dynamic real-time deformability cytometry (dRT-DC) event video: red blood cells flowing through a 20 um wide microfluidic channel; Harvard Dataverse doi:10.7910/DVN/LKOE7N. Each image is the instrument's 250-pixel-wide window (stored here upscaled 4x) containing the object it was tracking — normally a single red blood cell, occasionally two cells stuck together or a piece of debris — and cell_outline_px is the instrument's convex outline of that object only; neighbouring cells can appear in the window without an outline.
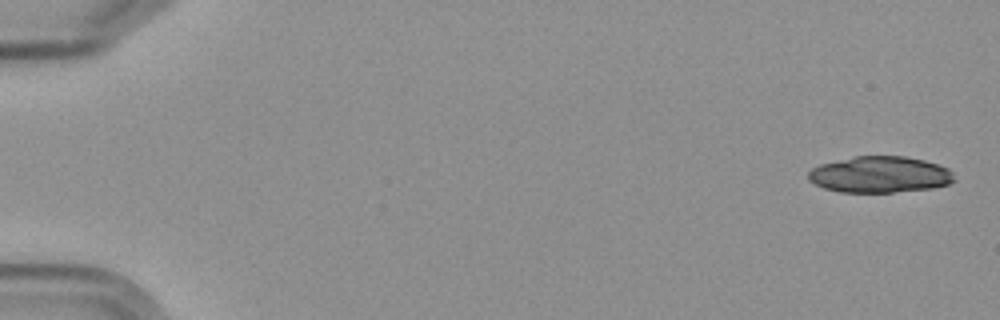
{"species": "Egyptian fruit bat (a non-hibernating species)", "species_latin": "Rousettus aegyptiacus", "temperature_condition": "cold", "stored_images_in_passage": 11, "camera_frame_rate_fps": 3000, "um_per_image_px": 0.085, "frame": {"image": 1, "passage_image": 1, "time_ms": 0.0, "image_size_px": [1000, 320], "cell_outline_px": [[956, 180], [948, 184], [932, 188], [892, 192], [840, 192], [824, 188], [808, 180], [808, 172], [812, 168], [820, 164], [852, 156], [904, 156], [924, 160], [948, 168], [952, 172]], "centroid_in_image_um": [74.78, 14.83], "position_along_channel_um": 10.2, "area_um2": 30.92}}
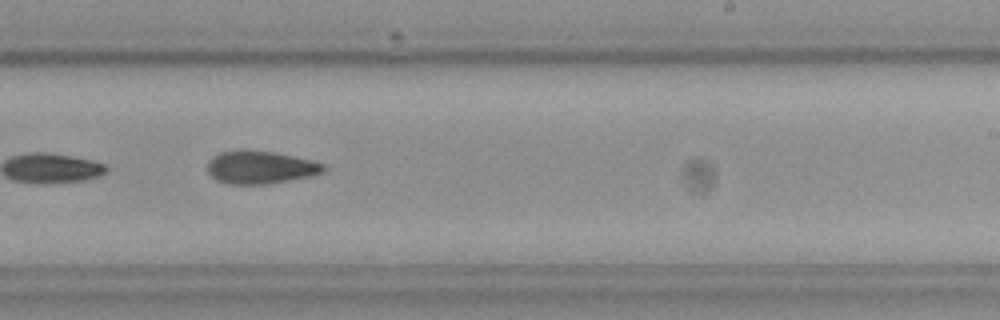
{"frame": {"image": 2, "passage_image": 10, "time_ms": 11.667, "image_size_px": [1000, 320], "cell_outline_px": [[328, 168], [324, 172], [312, 176], [268, 184], [228, 184], [216, 180], [208, 172], [208, 160], [212, 156], [220, 152], [272, 152], [312, 160], [324, 164]], "centroid_in_image_um": [22.17, 14.26], "position_along_channel_um": 266.8, "area_um2": 21.85}}